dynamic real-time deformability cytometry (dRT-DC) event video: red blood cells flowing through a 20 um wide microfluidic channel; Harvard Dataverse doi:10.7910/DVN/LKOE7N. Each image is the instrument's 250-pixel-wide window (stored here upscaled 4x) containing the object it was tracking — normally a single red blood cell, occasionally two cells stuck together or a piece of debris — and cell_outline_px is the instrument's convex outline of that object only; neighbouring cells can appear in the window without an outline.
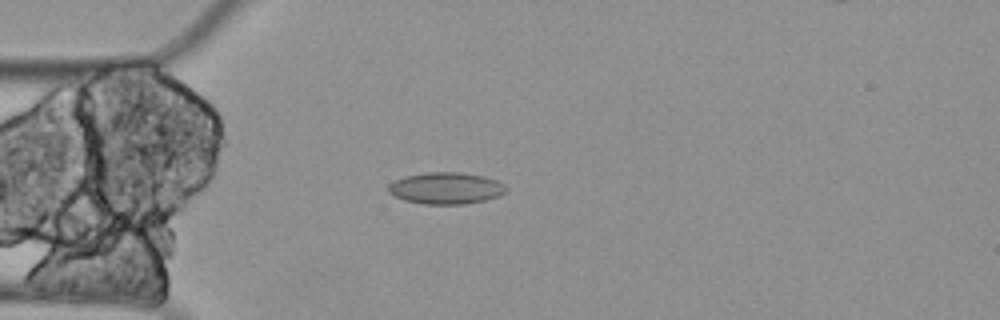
{"species": "Egyptian fruit bat (a non-hibernating species)", "species_latin": "Rousettus aegyptiacus", "temperature_condition": "cold", "stored_images_in_passage": 5, "camera_frame_rate_fps": 3000, "um_per_image_px": 0.085, "animal": {"sex": "female"}, "frame": {"image": 1, "passage_image": 4, "time_ms": 1.0, "image_size_px": [1000, 320], "cell_outline_px": [[508, 188], [500, 196], [484, 200], [464, 204], [424, 204], [404, 200], [388, 192], [388, 184], [404, 176], [428, 172], [460, 172], [484, 176], [496, 180], [504, 184]], "centroid_in_image_um": [37.91, 15.99], "position_along_channel_um": 47.1, "area_um2": 21.73}}